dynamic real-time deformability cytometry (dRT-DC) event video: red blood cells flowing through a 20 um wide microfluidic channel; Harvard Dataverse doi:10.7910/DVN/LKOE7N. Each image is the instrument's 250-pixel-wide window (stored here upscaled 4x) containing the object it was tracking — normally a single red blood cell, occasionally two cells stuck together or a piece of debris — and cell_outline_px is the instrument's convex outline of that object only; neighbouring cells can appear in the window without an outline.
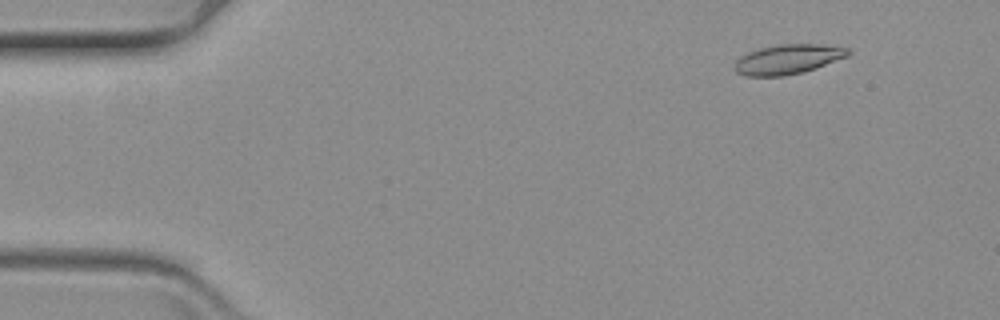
{"species": "common noctule bat (a hibernating species)", "species_latin": "Nyctalus noctula", "temperature_condition": "warm", "stored_images_in_passage": 22, "camera_frame_rate_fps": 3000, "um_per_image_px": 0.085, "animal": {"sex": "female", "body_mass_g": 19.3, "forearm_length_mm": 54.1}, "frame": {"image": 1, "passage_image": 3, "time_ms": 0.667, "image_size_px": [1000, 320], "cell_outline_px": [[852, 52], [848, 56], [816, 68], [804, 72], [784, 76], [744, 76], [736, 72], [732, 68], [736, 60], [740, 56], [748, 52], [760, 48], [776, 44], [820, 44], [848, 48]], "centroid_in_image_um": [66.94, 5.04], "position_along_channel_um": 18.1, "area_um2": 19.88}}
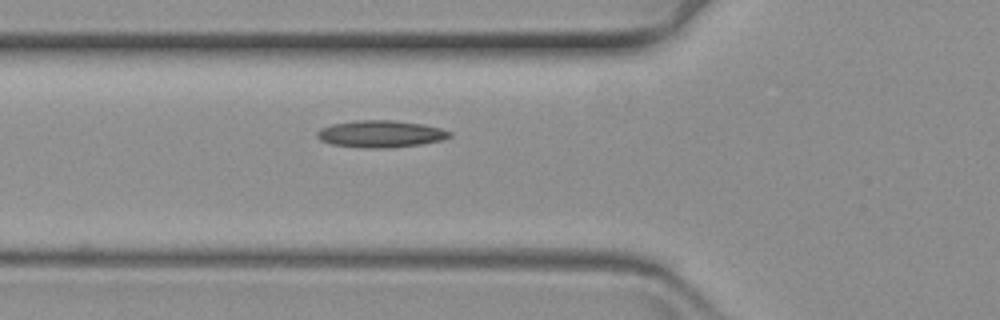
{"frame": {"image": 2, "passage_image": 19, "time_ms": 6.0, "image_size_px": [1000, 320], "cell_outline_px": [[452, 136], [440, 140], [420, 144], [388, 148], [364, 148], [332, 144], [320, 140], [316, 136], [316, 132], [320, 128], [332, 124], [356, 120], [392, 120], [424, 124], [440, 128], [452, 132]], "centroid_in_image_um": [32.34, 11.38], "position_along_channel_um": 93.5, "area_um2": 20.87}}
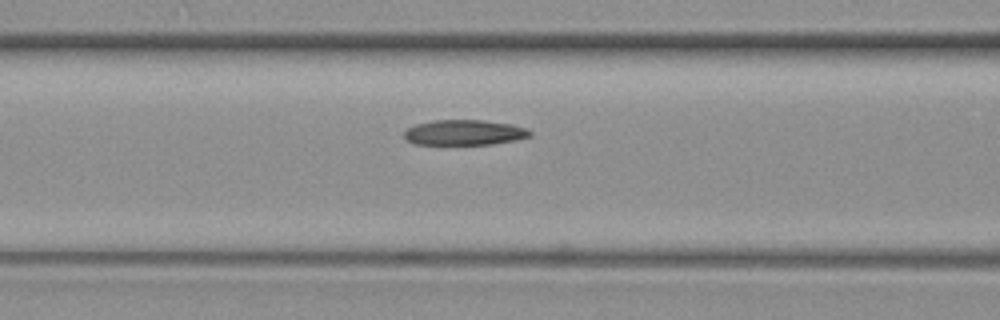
{"frame": {"image": 3, "passage_image": 22, "time_ms": 7.0, "image_size_px": [1000, 320], "cell_outline_px": [[532, 136], [516, 140], [492, 144], [412, 144], [404, 140], [404, 132], [408, 128], [416, 124], [432, 120], [484, 120], [512, 124], [524, 128], [532, 132]], "centroid_in_image_um": [39.45, 11.26], "position_along_channel_um": 127.2, "area_um2": 18.67}}